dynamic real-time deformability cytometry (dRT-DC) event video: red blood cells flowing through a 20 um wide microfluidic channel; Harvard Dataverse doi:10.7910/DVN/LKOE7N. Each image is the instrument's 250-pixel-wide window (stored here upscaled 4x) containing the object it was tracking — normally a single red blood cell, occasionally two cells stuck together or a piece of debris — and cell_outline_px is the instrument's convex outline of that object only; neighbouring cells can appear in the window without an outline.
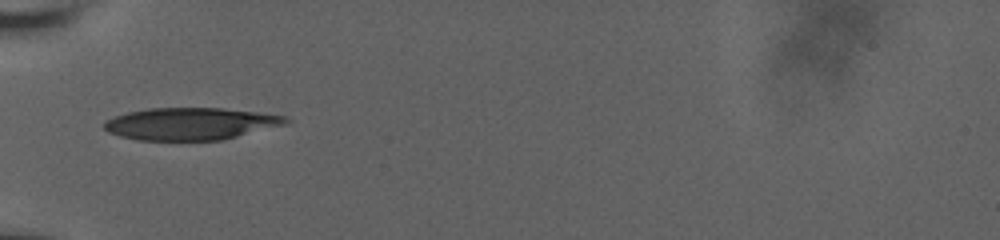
{"species": "human", "species_latin": "Homo sapiens", "temperature_condition": "room temperature", "stored_images_in_passage": 7, "camera_frame_rate_fps": 3000, "um_per_image_px": 0.085, "donor": {"sex": "male"}, "frame": {"image": 1, "passage_image": 1, "time_ms": 0.0, "image_size_px": [1000, 240], "cell_outline_px": [[292, 120], [284, 124], [224, 140], [136, 140], [120, 136], [108, 132], [104, 128], [104, 120], [112, 116], [128, 112], [148, 108], [220, 108], [256, 112], [288, 116]], "centroid_in_image_um": [16.17, 10.52], "position_along_channel_um": 68.8, "area_um2": 34.16}}
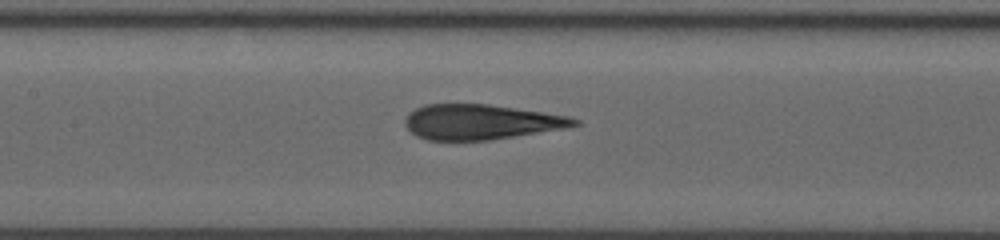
{"frame": {"image": 2, "passage_image": 5, "time_ms": 2.667, "image_size_px": [1000, 240], "cell_outline_px": [[580, 124], [564, 128], [488, 140], [428, 140], [416, 136], [404, 124], [404, 120], [408, 112], [424, 104], [488, 104], [568, 116], [580, 120]], "centroid_in_image_um": [40.82, 10.36], "position_along_channel_um": 166.6, "area_um2": 34.33}}
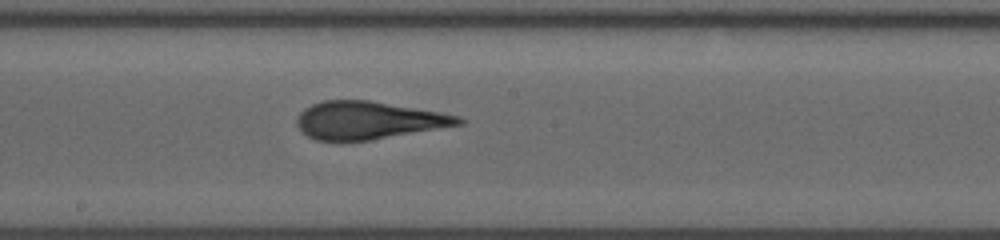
{"frame": {"image": 3, "passage_image": 7, "time_ms": 4.0, "image_size_px": [1000, 240], "cell_outline_px": [[468, 120], [464, 124], [368, 140], [316, 140], [308, 136], [296, 124], [296, 120], [300, 112], [304, 108], [312, 104], [324, 100], [368, 100], [440, 112], [460, 116]], "centroid_in_image_um": [31.33, 10.21], "position_along_channel_um": 216.9, "area_um2": 35.2}}